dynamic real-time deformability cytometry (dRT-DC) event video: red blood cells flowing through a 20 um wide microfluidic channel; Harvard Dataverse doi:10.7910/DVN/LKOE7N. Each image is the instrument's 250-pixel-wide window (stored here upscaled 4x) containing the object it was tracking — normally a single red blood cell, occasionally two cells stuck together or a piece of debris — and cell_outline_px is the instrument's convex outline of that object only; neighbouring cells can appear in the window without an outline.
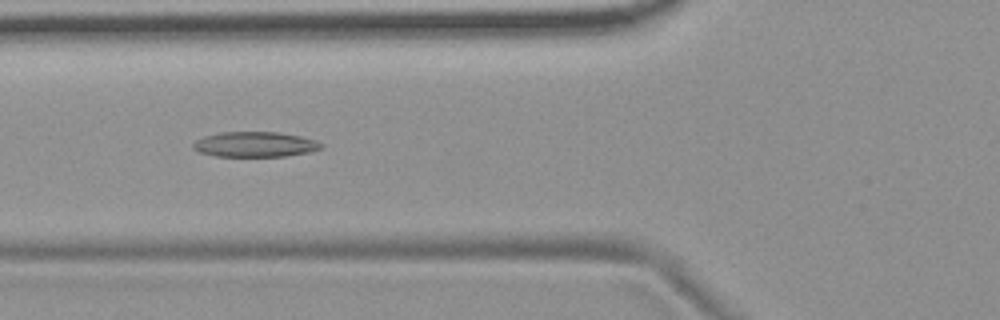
{"species": "common noctule bat (a hibernating species)", "species_latin": "Nyctalus noctula", "temperature_condition": "room temperature", "stored_images_in_passage": 52, "camera_frame_rate_fps": 3000, "um_per_image_px": 0.085, "animal": {"sex": "female", "body_mass_g": 19.9}, "frame": {"image": 1, "passage_image": 18, "time_ms": 5.667, "image_size_px": [1000, 320], "cell_outline_px": [[324, 148], [308, 152], [284, 156], [216, 156], [196, 152], [192, 148], [192, 144], [196, 140], [204, 136], [220, 132], [280, 132], [300, 136], [316, 140], [324, 144]], "centroid_in_image_um": [21.66, 12.27], "position_along_channel_um": 104.1, "area_um2": 18.96}}
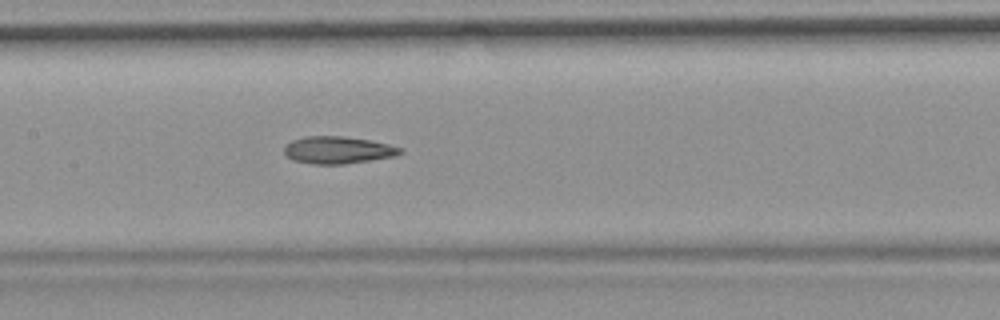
{"frame": {"image": 2, "passage_image": 24, "time_ms": 7.667, "image_size_px": [1000, 320], "cell_outline_px": [[404, 152], [396, 156], [344, 164], [312, 164], [292, 160], [284, 152], [284, 148], [292, 140], [304, 136], [344, 136], [368, 140], [388, 144], [404, 148]], "centroid_in_image_um": [28.74, 12.75], "position_along_channel_um": 178.7, "area_um2": 18.44}}
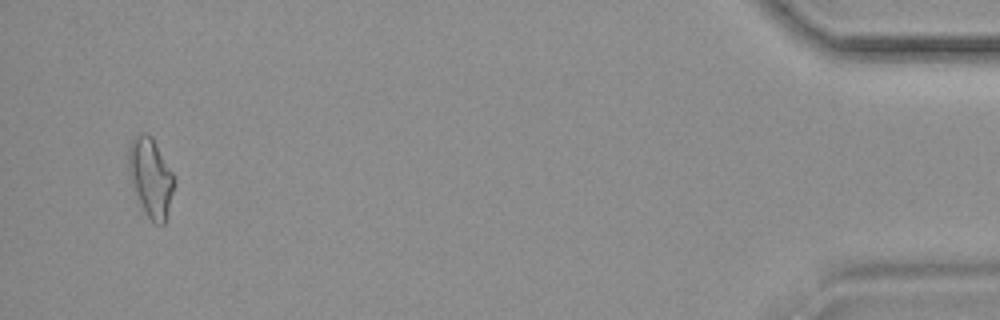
{"frame": {"image": 3, "passage_image": 50, "time_ms": 16.333, "image_size_px": [1000, 320], "cell_outline_px": [[176, 184], [164, 224], [156, 224], [148, 216], [140, 204], [132, 184], [128, 168], [128, 148], [132, 140], [140, 132], [148, 132], [152, 136], [176, 176]], "centroid_in_image_um": [12.84, 15.03], "position_along_channel_um": 422.4, "area_um2": 21.21}, "authors_computed_cell_mechanics": {"area_um2": 19.2474, "velocity_mm_per_s": 3.7175, "shape_relaxation_time_tau1_ms": null, "shape_relaxation_time_tau2_ms": 3.9233, "deformation_change_tau1": null, "deformation_change_tau2": 0.1444}}